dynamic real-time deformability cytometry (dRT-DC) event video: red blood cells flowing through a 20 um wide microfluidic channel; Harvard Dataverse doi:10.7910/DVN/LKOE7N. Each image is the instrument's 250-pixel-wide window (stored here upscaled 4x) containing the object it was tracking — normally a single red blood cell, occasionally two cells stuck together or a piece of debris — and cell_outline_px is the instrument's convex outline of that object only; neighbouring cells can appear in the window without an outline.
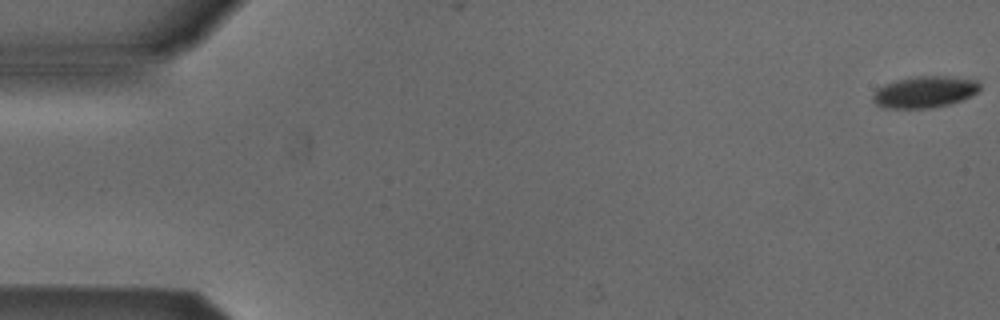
{"species": "Egyptian fruit bat (a non-hibernating species)", "species_latin": "Rousettus aegyptiacus", "temperature_condition": "cold", "stored_images_in_passage": 5, "camera_frame_rate_fps": 3000, "um_per_image_px": 0.085, "animal": {"sex": "male"}, "frame": {"image": 1, "passage_image": 1, "time_ms": 0.0, "image_size_px": [1000, 320], "cell_outline_px": [[980, 88], [976, 92], [960, 100], [948, 104], [932, 108], [884, 108], [876, 104], [872, 100], [872, 96], [876, 88], [884, 84], [896, 80], [916, 76], [944, 76], [976, 80], [980, 84]], "centroid_in_image_um": [78.53, 7.81], "position_along_channel_um": 6.5, "area_um2": 19.54}}
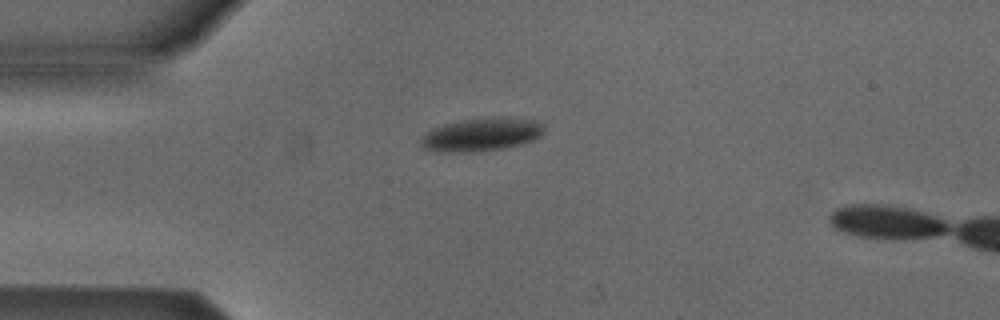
{"frame": {"image": 2, "passage_image": 4, "time_ms": 1.0, "image_size_px": [1000, 320], "cell_outline_px": [[544, 132], [540, 136], [532, 140], [520, 144], [500, 148], [472, 152], [444, 152], [424, 148], [416, 140], [420, 136], [432, 128], [444, 124], [464, 120], [488, 116], [504, 116], [544, 120]], "centroid_in_image_um": [40.95, 11.4], "position_along_channel_um": 44.1, "area_um2": 24.39}}